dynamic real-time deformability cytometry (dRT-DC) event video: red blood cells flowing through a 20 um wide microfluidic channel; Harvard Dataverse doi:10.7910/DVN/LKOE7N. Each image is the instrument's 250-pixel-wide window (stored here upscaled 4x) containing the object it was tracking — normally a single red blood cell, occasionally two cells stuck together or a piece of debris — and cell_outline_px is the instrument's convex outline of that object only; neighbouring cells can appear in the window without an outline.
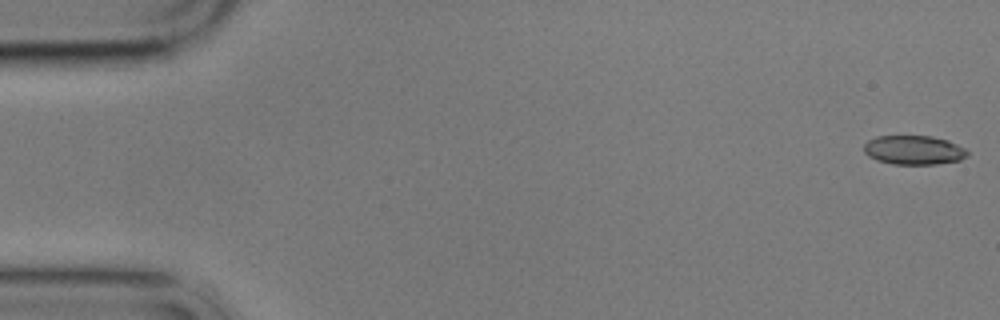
{"species": "common noctule bat (a hibernating species)", "species_latin": "Nyctalus noctula", "temperature_condition": "cold", "stored_images_in_passage": 6, "camera_frame_rate_fps": 3000, "um_per_image_px": 0.085, "animal": {"sex": "male", "body_mass_g": 17.9}, "frame": {"image": 1, "passage_image": 1, "time_ms": 0.0, "image_size_px": [1000, 320], "cell_outline_px": [[968, 156], [960, 160], [936, 164], [892, 164], [876, 160], [868, 156], [864, 152], [864, 144], [868, 140], [876, 136], [932, 136], [948, 140], [964, 148], [968, 152]], "centroid_in_image_um": [77.66, 12.75], "position_along_channel_um": 7.3, "area_um2": 17.63}}
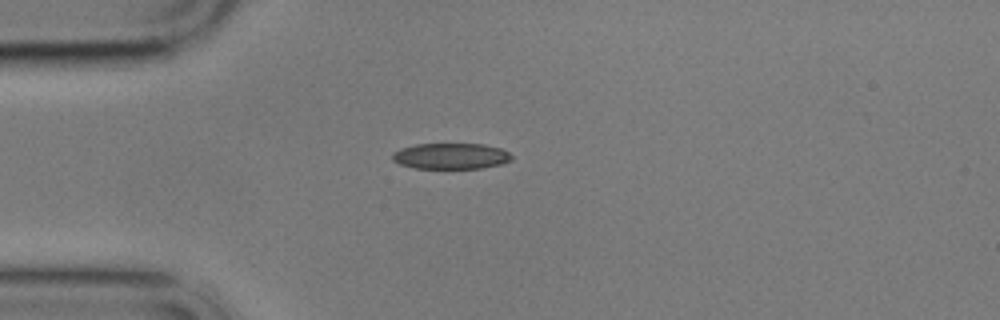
{"frame": {"image": 2, "passage_image": 5, "time_ms": 4.667, "image_size_px": [1000, 320], "cell_outline_px": [[512, 160], [500, 164], [480, 168], [416, 168], [400, 164], [392, 160], [392, 152], [400, 148], [416, 144], [484, 144], [500, 148], [508, 152], [512, 156]], "centroid_in_image_um": [38.3, 13.26], "position_along_channel_um": 46.7, "area_um2": 17.98}}
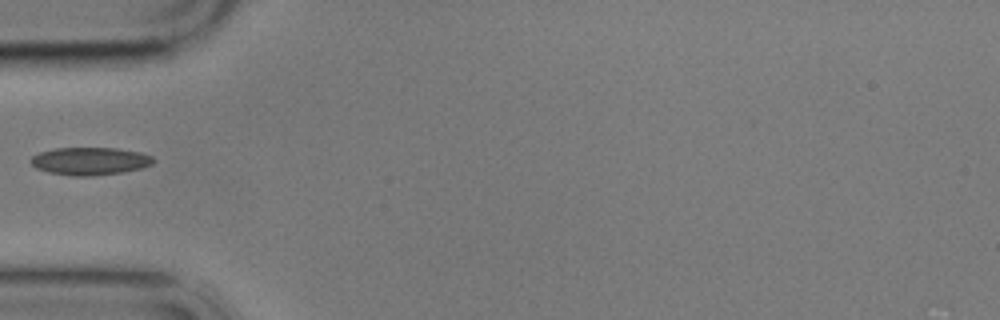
{"frame": {"image": 3, "passage_image": 6, "time_ms": 6.0, "image_size_px": [1000, 320], "cell_outline_px": [[156, 160], [152, 164], [140, 168], [120, 172], [92, 176], [72, 176], [48, 172], [36, 168], [28, 160], [32, 156], [40, 152], [56, 148], [116, 148], [140, 152], [152, 156]], "centroid_in_image_um": [7.63, 13.69], "position_along_channel_um": 77.4, "area_um2": 19.77}}